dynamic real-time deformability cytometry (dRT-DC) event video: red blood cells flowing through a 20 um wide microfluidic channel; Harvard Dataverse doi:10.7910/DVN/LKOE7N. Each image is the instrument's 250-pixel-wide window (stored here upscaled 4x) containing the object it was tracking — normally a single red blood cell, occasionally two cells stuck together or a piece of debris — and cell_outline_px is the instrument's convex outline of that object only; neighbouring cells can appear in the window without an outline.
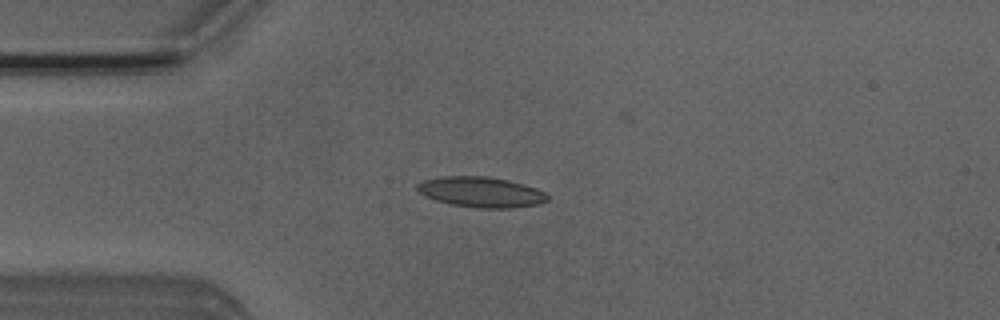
{"species": "Egyptian fruit bat (a non-hibernating species)", "species_latin": "Rousettus aegyptiacus", "temperature_condition": "room temperature", "stored_images_in_passage": 7, "camera_frame_rate_fps": 3000, "um_per_image_px": 0.085, "animal": {"sex": "male"}, "frame": {"image": 1, "passage_image": 1, "time_ms": 0.0, "image_size_px": [1000, 320], "cell_outline_px": [[548, 200], [536, 204], [512, 208], [480, 208], [452, 204], [436, 200], [420, 192], [416, 188], [416, 184], [424, 180], [444, 176], [488, 176], [508, 180], [524, 184], [536, 188], [544, 192], [548, 196]], "centroid_in_image_um": [40.9, 16.31], "position_along_channel_um": 44.1, "area_um2": 22.83}}